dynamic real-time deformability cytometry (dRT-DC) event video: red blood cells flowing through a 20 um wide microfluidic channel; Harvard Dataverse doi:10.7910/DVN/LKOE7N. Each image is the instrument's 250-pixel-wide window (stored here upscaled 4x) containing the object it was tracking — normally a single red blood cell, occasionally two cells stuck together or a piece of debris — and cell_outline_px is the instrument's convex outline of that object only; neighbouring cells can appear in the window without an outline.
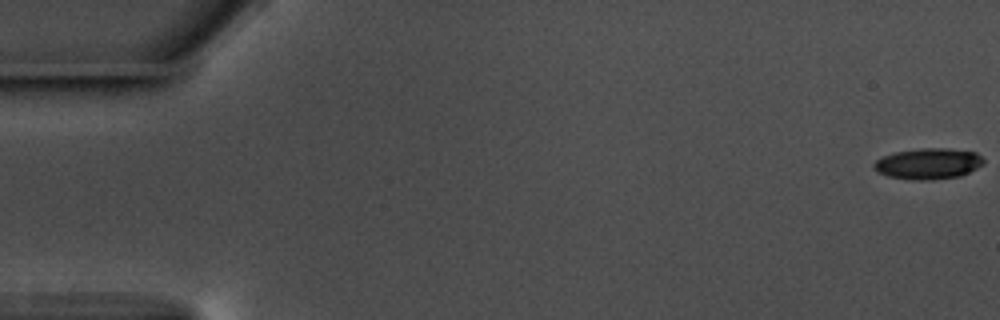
{"species": "common noctule bat (a hibernating species)", "species_latin": "Nyctalus noctula", "temperature_condition": "warm", "stored_images_in_passage": 58, "camera_frame_rate_fps": 3000, "um_per_image_px": 0.085, "animal": {"sex": "male", "body_mass_g": 17.5, "forearm_length_mm": 52.3}, "frame": {"image": 1, "passage_image": 1, "time_ms": 0.0, "image_size_px": [1000, 320], "cell_outline_px": [[984, 164], [960, 176], [932, 180], [912, 180], [888, 176], [880, 172], [872, 164], [876, 160], [884, 156], [896, 152], [920, 148], [948, 148], [976, 152], [984, 160]], "centroid_in_image_um": [78.93, 13.91], "position_along_channel_um": 6.1, "area_um2": 19.65}}
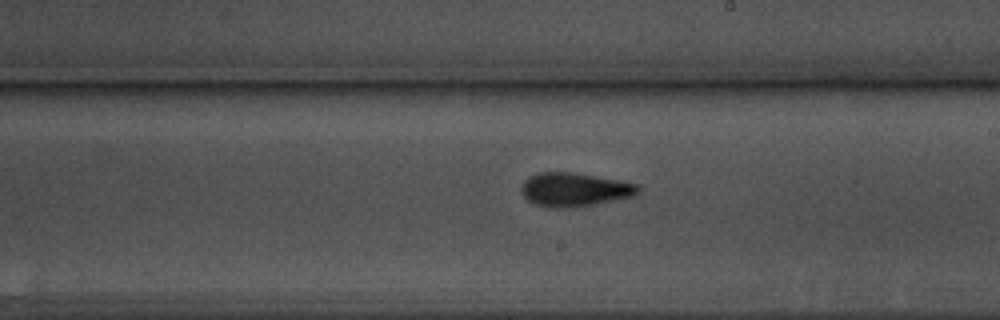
{"frame": {"image": 2, "passage_image": 34, "time_ms": 11.0, "image_size_px": [1000, 320], "cell_outline_px": [[640, 192], [636, 196], [592, 204], [532, 204], [520, 192], [520, 184], [528, 176], [540, 172], [572, 172], [620, 180], [640, 184]], "centroid_in_image_um": [48.87, 16.04], "position_along_channel_um": 240.1, "area_um2": 22.2}}
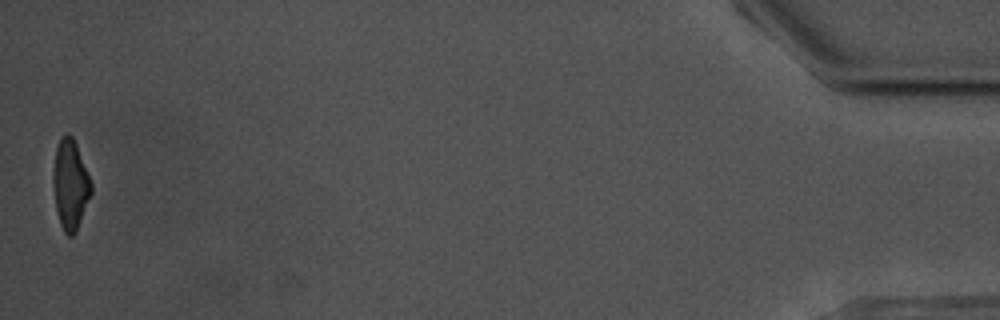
{"frame": {"image": 3, "passage_image": 58, "time_ms": 19.0, "image_size_px": [1000, 320], "cell_outline_px": [[92, 192], [76, 232], [72, 236], [68, 236], [64, 232], [60, 224], [56, 208], [52, 184], [52, 172], [56, 148], [60, 136], [68, 132], [72, 136], [76, 144], [92, 184]], "centroid_in_image_um": [5.96, 15.68], "position_along_channel_um": 429.2, "area_um2": 20.0}, "authors_computed_cell_mechanics": {"area_um2": 21.0392, "velocity_mm_per_s": 3.5716, "shape_relaxation_time_tau1_ms": 5.0569, "shape_relaxation_time_tau2_ms": 2.5382, "deformation_change_tau1": 0.1796, "deformation_change_tau2": 0.113}}